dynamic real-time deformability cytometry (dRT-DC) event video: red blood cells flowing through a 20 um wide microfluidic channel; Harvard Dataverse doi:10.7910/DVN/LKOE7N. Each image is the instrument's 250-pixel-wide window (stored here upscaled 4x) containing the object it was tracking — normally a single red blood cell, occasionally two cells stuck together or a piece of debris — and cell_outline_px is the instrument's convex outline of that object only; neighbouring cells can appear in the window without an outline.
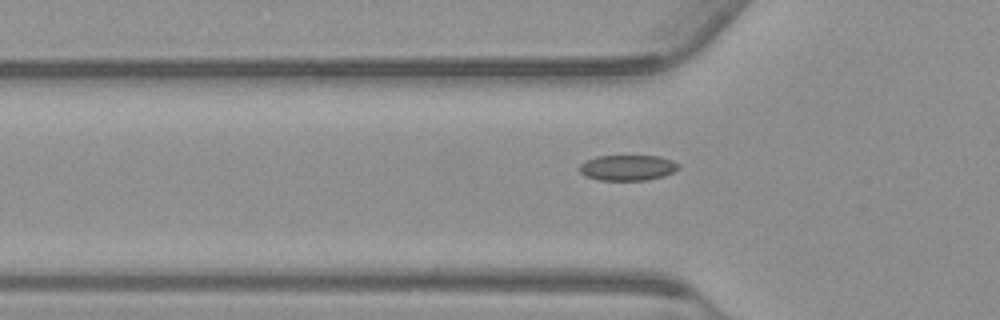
{"species": "common noctule bat (a hibernating species)", "species_latin": "Nyctalus noctula", "temperature_condition": "warm", "stored_images_in_passage": 48, "camera_frame_rate_fps": 3000, "um_per_image_px": 0.085, "animal": {"sex": "male", "body_mass_g": 23.1, "forearm_length_mm": 52.7}, "frame": {"image": 1, "passage_image": 18, "time_ms": 5.667, "image_size_px": [1000, 320], "cell_outline_px": [[680, 168], [664, 176], [648, 180], [600, 180], [584, 176], [576, 168], [584, 160], [596, 156], [660, 156], [672, 160], [680, 164]], "centroid_in_image_um": [53.31, 14.25], "position_along_channel_um": 72.5, "area_um2": 15.03}}
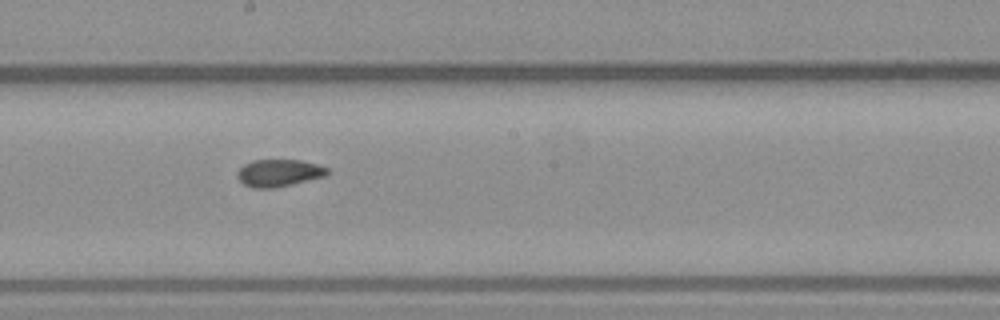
{"frame": {"image": 2, "passage_image": 30, "time_ms": 9.667, "image_size_px": [1000, 320], "cell_outline_px": [[332, 172], [324, 176], [276, 188], [252, 188], [244, 184], [236, 176], [236, 172], [244, 164], [252, 160], [300, 160], [316, 164], [328, 168]], "centroid_in_image_um": [23.69, 14.7], "position_along_channel_um": 224.5, "area_um2": 14.33}}
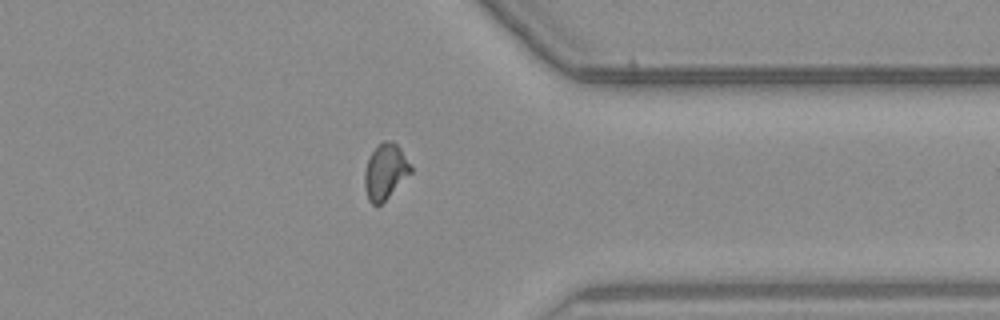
{"frame": {"image": 3, "passage_image": 43, "time_ms": 14.0, "image_size_px": [1000, 320], "cell_outline_px": [[412, 172], [380, 204], [372, 204], [368, 200], [364, 188], [364, 172], [368, 160], [372, 152], [384, 140], [392, 140], [400, 148], [412, 168]], "centroid_in_image_um": [32.73, 14.58], "position_along_channel_um": 378.7, "area_um2": 14.62}, "authors_computed_cell_mechanics": {"area_um2": 14.739, "velocity_mm_per_s": 3.7693, "shape_relaxation_time_tau1_ms": null, "shape_relaxation_time_tau2_ms": 2.1391, "deformation_change_tau1": null, "deformation_change_tau2": 0.0689}}